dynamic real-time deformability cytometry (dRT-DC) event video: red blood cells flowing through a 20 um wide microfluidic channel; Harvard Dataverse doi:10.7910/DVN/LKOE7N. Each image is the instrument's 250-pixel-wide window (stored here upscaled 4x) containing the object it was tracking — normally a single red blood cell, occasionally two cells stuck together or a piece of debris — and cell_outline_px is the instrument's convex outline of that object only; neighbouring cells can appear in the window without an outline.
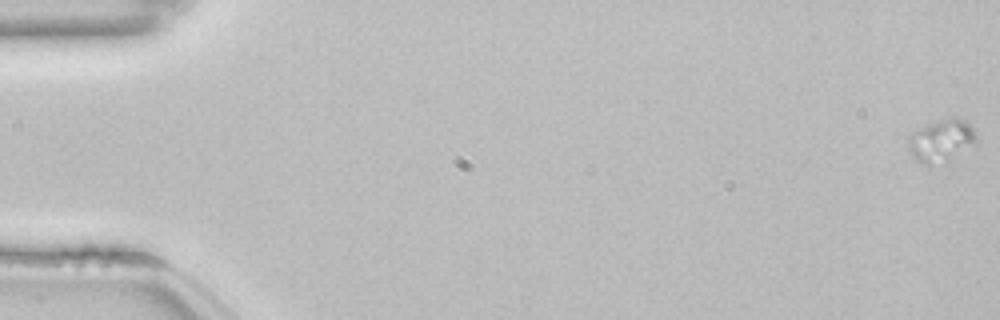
{"species": "common noctule bat (a hibernating species)", "species_latin": "Nyctalus noctula", "temperature_condition": "room temperature", "stored_images_in_passage": 56, "camera_frame_rate_fps": 3000, "um_per_image_px": 0.085, "animal": {"sex": "female", "body_mass_g": 22.7, "forearm_length_mm": 54.2}, "frame": {"image": 1, "passage_image": 1, "time_ms": 0.0, "image_size_px": [1000, 320], "cell_outline_px": [[976, 140], [948, 164], [924, 164], [916, 160], [912, 156], [908, 148], [908, 140], [924, 124], [940, 120], [968, 120], [976, 136]], "centroid_in_image_um": [80.0, 12.01], "position_along_channel_um": 5.0, "area_um2": 16.47}}
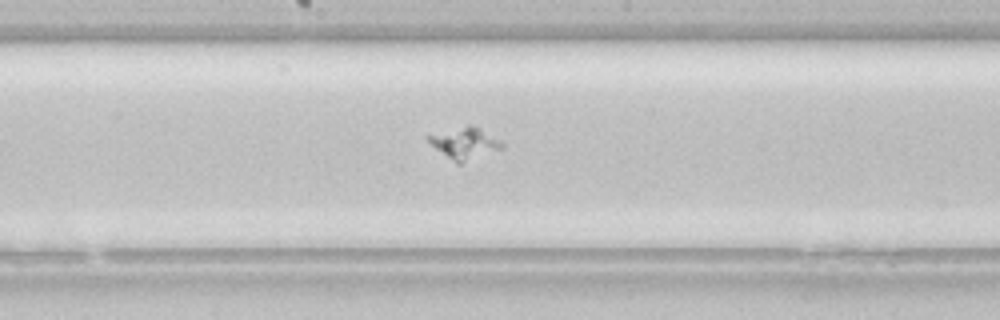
{"frame": {"image": 2, "passage_image": 31, "time_ms": 10.0, "image_size_px": [1000, 320], "cell_outline_px": [[504, 148], [460, 164], [456, 164], [436, 148], [424, 136], [468, 124], [480, 128], [500, 140], [504, 144]], "centroid_in_image_um": [39.52, 12.17], "position_along_channel_um": 208.7, "area_um2": 13.47}}
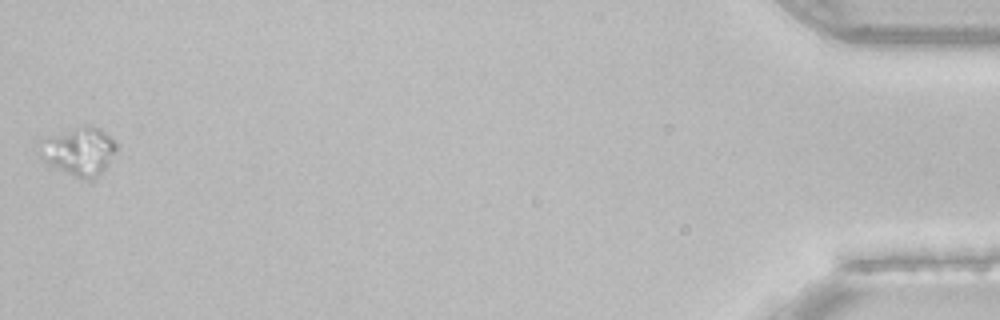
{"frame": {"image": 3, "passage_image": 56, "time_ms": 18.333, "image_size_px": [1000, 320], "cell_outline_px": [[116, 152], [108, 164], [96, 180], [88, 180], [76, 176], [48, 164], [40, 156], [44, 136], [84, 128], [100, 128], [116, 140]], "centroid_in_image_um": [6.78, 12.9], "position_along_channel_um": 428.4, "area_um2": 20.87}}